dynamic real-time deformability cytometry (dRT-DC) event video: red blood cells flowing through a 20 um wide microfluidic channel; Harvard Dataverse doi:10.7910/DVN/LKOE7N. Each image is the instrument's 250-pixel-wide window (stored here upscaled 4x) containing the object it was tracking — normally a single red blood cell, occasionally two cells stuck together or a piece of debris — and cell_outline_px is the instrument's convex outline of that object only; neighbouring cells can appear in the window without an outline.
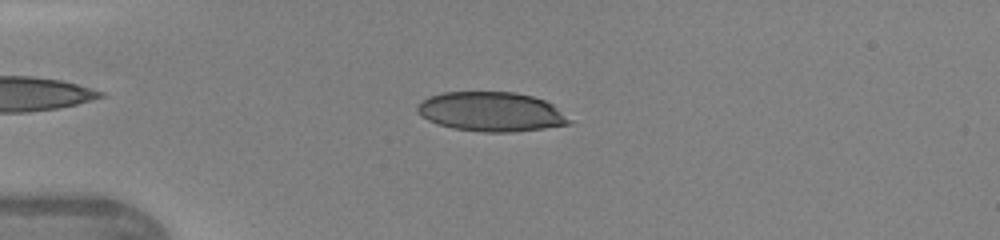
{"species": "human", "species_latin": "Homo sapiens", "temperature_condition": "warm", "stored_images_in_passage": 36, "camera_frame_rate_fps": 3000, "um_per_image_px": 0.085, "donor": {"sex": "female"}, "frame": {"image": 1, "passage_image": 2, "time_ms": 0.333, "image_size_px": [1000, 240], "cell_outline_px": [[572, 124], [544, 128], [512, 132], [484, 132], [452, 128], [436, 124], [428, 120], [416, 108], [428, 96], [444, 92], [516, 92], [532, 96], [544, 100], [552, 104], [572, 120]], "centroid_in_image_um": [41.79, 9.5], "position_along_channel_um": 43.2, "area_um2": 34.8}}
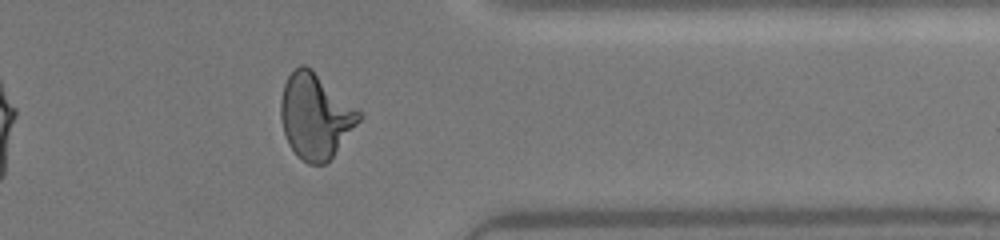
{"frame": {"image": 2, "passage_image": 28, "time_ms": 9.0, "image_size_px": [1000, 240], "cell_outline_px": [[364, 116], [332, 156], [324, 164], [308, 164], [296, 156], [288, 144], [284, 132], [280, 116], [280, 100], [284, 84], [288, 76], [300, 64], [304, 64], [312, 68], [360, 112]], "centroid_in_image_um": [26.78, 9.86], "position_along_channel_um": 384.6, "area_um2": 38.55}}
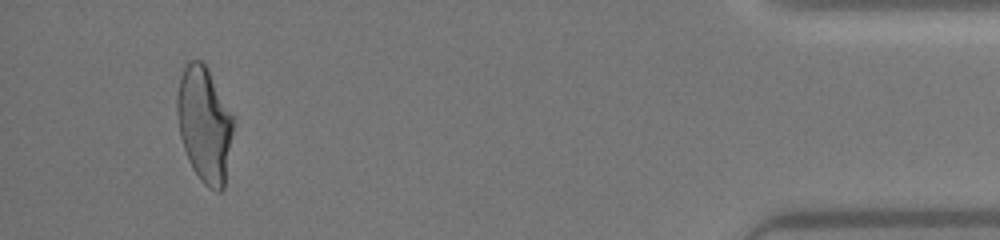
{"frame": {"image": 3, "passage_image": 34, "time_ms": 11.0, "image_size_px": [1000, 240], "cell_outline_px": [[236, 120], [224, 188], [220, 192], [216, 192], [208, 188], [200, 180], [192, 168], [188, 160], [180, 136], [176, 112], [176, 96], [184, 60], [200, 60], [208, 68]], "centroid_in_image_um": [17.39, 10.56], "position_along_channel_um": 417.8, "area_um2": 38.78}, "authors_computed_cell_mechanics": {"area_um2": 37.5122, "velocity_mm_per_s": 4.3533, "shape_relaxation_time_tau1_ms": 5.1468, "shape_relaxation_time_tau2_ms": null, "deformation_change_tau1": 0.2101, "deformation_change_tau2": null}}